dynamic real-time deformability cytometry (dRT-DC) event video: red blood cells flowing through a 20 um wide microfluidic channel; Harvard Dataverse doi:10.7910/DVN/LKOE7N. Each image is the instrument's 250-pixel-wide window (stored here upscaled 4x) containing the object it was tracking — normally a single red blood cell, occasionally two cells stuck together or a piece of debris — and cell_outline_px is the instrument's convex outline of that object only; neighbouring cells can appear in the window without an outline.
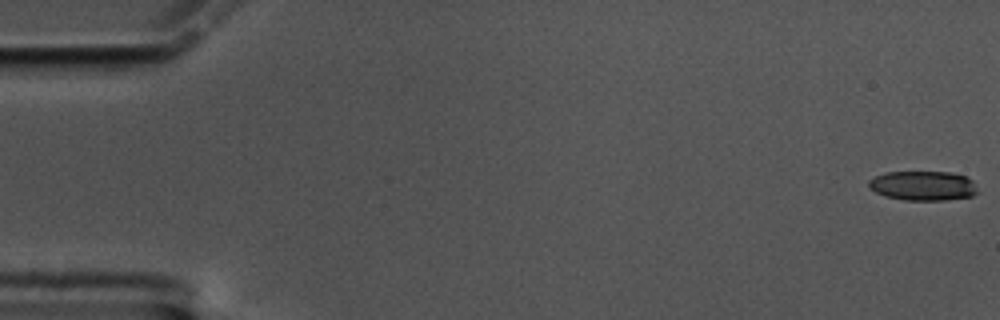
{"species": "common noctule bat (a hibernating species)", "species_latin": "Nyctalus noctula", "temperature_condition": "cold", "stored_images_in_passage": 59, "camera_frame_rate_fps": 3000, "um_per_image_px": 0.085, "animal": {"sex": "male", "body_mass_g": 17.5, "forearm_length_mm": 52.3}, "frame": {"image": 1, "passage_image": 1, "time_ms": 0.0, "image_size_px": [1000, 320], "cell_outline_px": [[976, 192], [972, 196], [944, 200], [904, 200], [884, 196], [868, 188], [868, 180], [876, 176], [888, 172], [948, 172], [964, 176], [972, 180]], "centroid_in_image_um": [78.4, 15.79], "position_along_channel_um": 6.6, "area_um2": 18.55}}
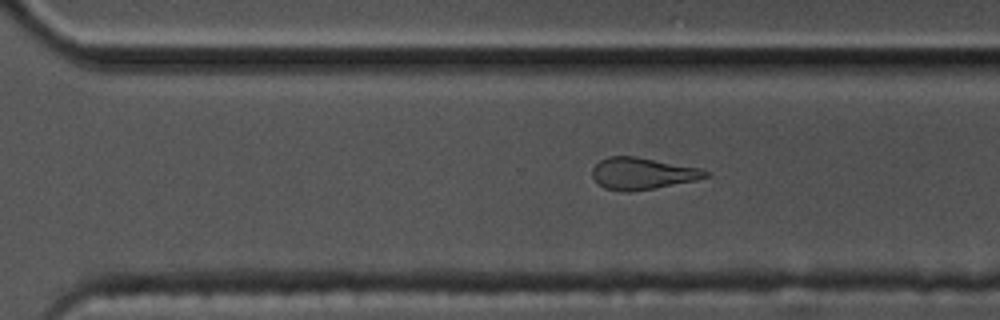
{"frame": {"image": 2, "passage_image": 41, "time_ms": 13.333, "image_size_px": [1000, 320], "cell_outline_px": [[708, 176], [696, 180], [652, 188], [628, 192], [624, 192], [604, 188], [592, 176], [592, 168], [600, 160], [608, 156], [636, 156], [700, 168], [708, 172]], "centroid_in_image_um": [54.57, 14.73], "position_along_channel_um": 316.0, "area_um2": 20.75}}
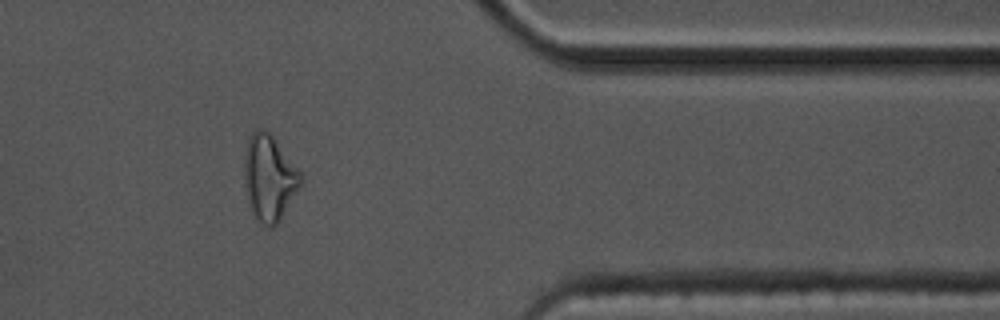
{"frame": {"image": 3, "passage_image": 49, "time_ms": 16.0, "image_size_px": [1000, 320], "cell_outline_px": [[300, 184], [280, 220], [272, 228], [256, 220], [252, 212], [244, 188], [244, 156], [248, 136], [256, 128], [264, 128], [272, 136], [300, 172]], "centroid_in_image_um": [22.82, 15.1], "position_along_channel_um": 388.6, "area_um2": 27.8}}